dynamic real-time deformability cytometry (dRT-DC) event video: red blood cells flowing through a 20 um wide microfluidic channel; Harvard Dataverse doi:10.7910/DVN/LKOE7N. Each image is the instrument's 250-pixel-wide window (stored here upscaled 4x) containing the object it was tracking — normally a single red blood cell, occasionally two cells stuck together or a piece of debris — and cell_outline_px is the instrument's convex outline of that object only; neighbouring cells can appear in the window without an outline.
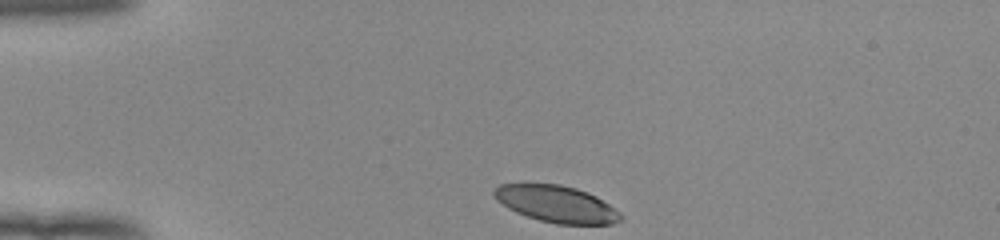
{"species": "human", "species_latin": "Homo sapiens", "temperature_condition": "room temperature", "stored_images_in_passage": 34, "camera_frame_rate_fps": 3000, "um_per_image_px": 0.085, "donor": {"sex": "female"}, "frame": {"image": 1, "passage_image": 1, "time_ms": 0.0, "image_size_px": [1000, 240], "cell_outline_px": [[624, 220], [612, 224], [556, 224], [540, 220], [516, 212], [508, 208], [496, 200], [492, 192], [500, 184], [560, 184], [576, 188], [588, 192], [596, 196], [620, 212], [624, 216]], "centroid_in_image_um": [47.33, 17.34], "position_along_channel_um": 37.7, "area_um2": 27.11}}
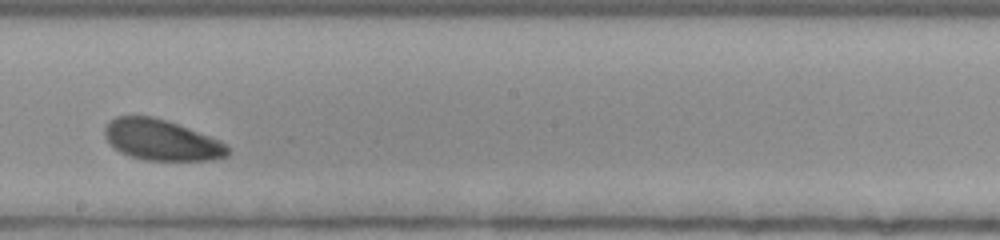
{"frame": {"image": 2, "passage_image": 20, "time_ms": 6.333, "image_size_px": [1000, 240], "cell_outline_px": [[232, 152], [228, 156], [212, 160], [144, 160], [128, 156], [120, 152], [108, 144], [104, 136], [104, 128], [108, 120], [116, 116], [152, 116], [168, 120], [220, 140]], "centroid_in_image_um": [13.69, 11.9], "position_along_channel_um": 234.5, "area_um2": 29.65}}
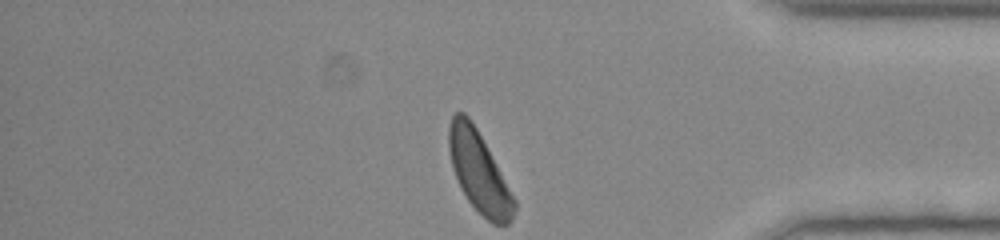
{"frame": {"image": 3, "passage_image": 34, "time_ms": 11.0, "image_size_px": [1000, 240], "cell_outline_px": [[516, 212], [508, 224], [492, 224], [468, 200], [460, 188], [452, 168], [448, 148], [448, 128], [452, 116], [456, 112], [464, 112], [468, 116], [476, 128], [516, 200]], "centroid_in_image_um": [40.69, 14.62], "position_along_channel_um": 394.5, "area_um2": 30.29}, "authors_computed_cell_mechanics": {"area_um2": 30.0271, "velocity_mm_per_s": 3.8762, "shape_relaxation_time_tau1_ms": 1.6694, "shape_relaxation_time_tau2_ms": 9.3976, "deformation_change_tau1": 0.0847, "deformation_change_tau2": 0.1726}}